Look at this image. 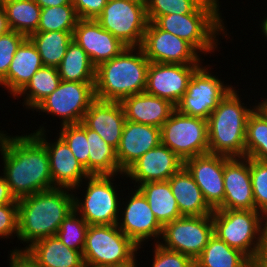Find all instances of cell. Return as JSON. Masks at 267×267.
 Returning <instances> with one entry per match:
<instances>
[{
  "mask_svg": "<svg viewBox=\"0 0 267 267\" xmlns=\"http://www.w3.org/2000/svg\"><path fill=\"white\" fill-rule=\"evenodd\" d=\"M44 124L46 123L41 124L39 129L33 131L32 134L45 146L48 152L53 188L73 190L89 174L75 158L69 146L59 136L53 142L48 139L47 132L49 130L43 126Z\"/></svg>",
  "mask_w": 267,
  "mask_h": 267,
  "instance_id": "16",
  "label": "cell"
},
{
  "mask_svg": "<svg viewBox=\"0 0 267 267\" xmlns=\"http://www.w3.org/2000/svg\"><path fill=\"white\" fill-rule=\"evenodd\" d=\"M161 143L185 161L209 153L208 121L175 109L161 126Z\"/></svg>",
  "mask_w": 267,
  "mask_h": 267,
  "instance_id": "9",
  "label": "cell"
},
{
  "mask_svg": "<svg viewBox=\"0 0 267 267\" xmlns=\"http://www.w3.org/2000/svg\"><path fill=\"white\" fill-rule=\"evenodd\" d=\"M150 61L141 47H126L118 56L96 68L95 98L121 101L145 92Z\"/></svg>",
  "mask_w": 267,
  "mask_h": 267,
  "instance_id": "3",
  "label": "cell"
},
{
  "mask_svg": "<svg viewBox=\"0 0 267 267\" xmlns=\"http://www.w3.org/2000/svg\"><path fill=\"white\" fill-rule=\"evenodd\" d=\"M95 82L61 80L59 86L44 98L34 109L59 118L60 126L78 124L95 98Z\"/></svg>",
  "mask_w": 267,
  "mask_h": 267,
  "instance_id": "10",
  "label": "cell"
},
{
  "mask_svg": "<svg viewBox=\"0 0 267 267\" xmlns=\"http://www.w3.org/2000/svg\"><path fill=\"white\" fill-rule=\"evenodd\" d=\"M224 200L217 209L256 210L250 176V158L232 157L224 163Z\"/></svg>",
  "mask_w": 267,
  "mask_h": 267,
  "instance_id": "20",
  "label": "cell"
},
{
  "mask_svg": "<svg viewBox=\"0 0 267 267\" xmlns=\"http://www.w3.org/2000/svg\"><path fill=\"white\" fill-rule=\"evenodd\" d=\"M137 188L146 197L155 218L162 226L182 216L168 180L143 183Z\"/></svg>",
  "mask_w": 267,
  "mask_h": 267,
  "instance_id": "28",
  "label": "cell"
},
{
  "mask_svg": "<svg viewBox=\"0 0 267 267\" xmlns=\"http://www.w3.org/2000/svg\"><path fill=\"white\" fill-rule=\"evenodd\" d=\"M131 189L132 191L130 194L128 193L129 196L121 198L122 202H120V214L117 226L141 249L143 248V244L145 245L146 242L151 241L150 239H152V241L154 239V242H152L154 244L159 243L163 226L155 218L142 192L138 188H134L133 190L131 187ZM124 199L126 202L123 201Z\"/></svg>",
  "mask_w": 267,
  "mask_h": 267,
  "instance_id": "14",
  "label": "cell"
},
{
  "mask_svg": "<svg viewBox=\"0 0 267 267\" xmlns=\"http://www.w3.org/2000/svg\"><path fill=\"white\" fill-rule=\"evenodd\" d=\"M10 30L11 29H10L9 24H8L5 10L3 8H1L0 9V36L2 34L7 33Z\"/></svg>",
  "mask_w": 267,
  "mask_h": 267,
  "instance_id": "49",
  "label": "cell"
},
{
  "mask_svg": "<svg viewBox=\"0 0 267 267\" xmlns=\"http://www.w3.org/2000/svg\"><path fill=\"white\" fill-rule=\"evenodd\" d=\"M219 3V0H207L194 13L166 14L159 16L154 23L160 29L190 43L201 55L210 53L211 56L220 49L219 36L227 40L230 38Z\"/></svg>",
  "mask_w": 267,
  "mask_h": 267,
  "instance_id": "4",
  "label": "cell"
},
{
  "mask_svg": "<svg viewBox=\"0 0 267 267\" xmlns=\"http://www.w3.org/2000/svg\"><path fill=\"white\" fill-rule=\"evenodd\" d=\"M8 258V267H41L27 249L13 248Z\"/></svg>",
  "mask_w": 267,
  "mask_h": 267,
  "instance_id": "45",
  "label": "cell"
},
{
  "mask_svg": "<svg viewBox=\"0 0 267 267\" xmlns=\"http://www.w3.org/2000/svg\"><path fill=\"white\" fill-rule=\"evenodd\" d=\"M120 176L122 179L125 174L89 175L80 185L72 190L74 193H77L78 191L76 190L86 189V191L82 190V194H84L82 197L84 198L74 194V210L89 225L117 224L120 214L121 193L118 191L120 184L117 186V182H113L116 181L115 178H120ZM82 183L86 187H82L84 185ZM114 184L116 185L114 186Z\"/></svg>",
  "mask_w": 267,
  "mask_h": 267,
  "instance_id": "8",
  "label": "cell"
},
{
  "mask_svg": "<svg viewBox=\"0 0 267 267\" xmlns=\"http://www.w3.org/2000/svg\"><path fill=\"white\" fill-rule=\"evenodd\" d=\"M160 143V128L126 120L116 149L120 171L124 173L143 154Z\"/></svg>",
  "mask_w": 267,
  "mask_h": 267,
  "instance_id": "22",
  "label": "cell"
},
{
  "mask_svg": "<svg viewBox=\"0 0 267 267\" xmlns=\"http://www.w3.org/2000/svg\"><path fill=\"white\" fill-rule=\"evenodd\" d=\"M245 157L267 162V113L259 104L247 118Z\"/></svg>",
  "mask_w": 267,
  "mask_h": 267,
  "instance_id": "35",
  "label": "cell"
},
{
  "mask_svg": "<svg viewBox=\"0 0 267 267\" xmlns=\"http://www.w3.org/2000/svg\"><path fill=\"white\" fill-rule=\"evenodd\" d=\"M263 99L261 102H258V104L265 110V112L267 113V98H262Z\"/></svg>",
  "mask_w": 267,
  "mask_h": 267,
  "instance_id": "51",
  "label": "cell"
},
{
  "mask_svg": "<svg viewBox=\"0 0 267 267\" xmlns=\"http://www.w3.org/2000/svg\"><path fill=\"white\" fill-rule=\"evenodd\" d=\"M41 8L72 5V0H34Z\"/></svg>",
  "mask_w": 267,
  "mask_h": 267,
  "instance_id": "47",
  "label": "cell"
},
{
  "mask_svg": "<svg viewBox=\"0 0 267 267\" xmlns=\"http://www.w3.org/2000/svg\"><path fill=\"white\" fill-rule=\"evenodd\" d=\"M137 251L139 247L117 224L89 225L82 256L90 266L132 267L138 263Z\"/></svg>",
  "mask_w": 267,
  "mask_h": 267,
  "instance_id": "7",
  "label": "cell"
},
{
  "mask_svg": "<svg viewBox=\"0 0 267 267\" xmlns=\"http://www.w3.org/2000/svg\"><path fill=\"white\" fill-rule=\"evenodd\" d=\"M195 267H252L254 263L241 251L231 248L225 241L213 234Z\"/></svg>",
  "mask_w": 267,
  "mask_h": 267,
  "instance_id": "29",
  "label": "cell"
},
{
  "mask_svg": "<svg viewBox=\"0 0 267 267\" xmlns=\"http://www.w3.org/2000/svg\"><path fill=\"white\" fill-rule=\"evenodd\" d=\"M89 224L73 210L63 220L56 236L68 248L83 252Z\"/></svg>",
  "mask_w": 267,
  "mask_h": 267,
  "instance_id": "37",
  "label": "cell"
},
{
  "mask_svg": "<svg viewBox=\"0 0 267 267\" xmlns=\"http://www.w3.org/2000/svg\"><path fill=\"white\" fill-rule=\"evenodd\" d=\"M130 1H134V2L139 3L141 5H144V6H146L148 3V0H130Z\"/></svg>",
  "mask_w": 267,
  "mask_h": 267,
  "instance_id": "52",
  "label": "cell"
},
{
  "mask_svg": "<svg viewBox=\"0 0 267 267\" xmlns=\"http://www.w3.org/2000/svg\"><path fill=\"white\" fill-rule=\"evenodd\" d=\"M59 136L70 148L75 158L88 173L89 147L87 142V126L80 122L78 124H67L60 126Z\"/></svg>",
  "mask_w": 267,
  "mask_h": 267,
  "instance_id": "38",
  "label": "cell"
},
{
  "mask_svg": "<svg viewBox=\"0 0 267 267\" xmlns=\"http://www.w3.org/2000/svg\"><path fill=\"white\" fill-rule=\"evenodd\" d=\"M108 0H72L79 19H96Z\"/></svg>",
  "mask_w": 267,
  "mask_h": 267,
  "instance_id": "44",
  "label": "cell"
},
{
  "mask_svg": "<svg viewBox=\"0 0 267 267\" xmlns=\"http://www.w3.org/2000/svg\"><path fill=\"white\" fill-rule=\"evenodd\" d=\"M40 54L44 66L57 67L68 45L73 40V33L62 31L34 32L28 36Z\"/></svg>",
  "mask_w": 267,
  "mask_h": 267,
  "instance_id": "34",
  "label": "cell"
},
{
  "mask_svg": "<svg viewBox=\"0 0 267 267\" xmlns=\"http://www.w3.org/2000/svg\"><path fill=\"white\" fill-rule=\"evenodd\" d=\"M79 20L73 5H59L41 8L36 32L62 31L73 33Z\"/></svg>",
  "mask_w": 267,
  "mask_h": 267,
  "instance_id": "36",
  "label": "cell"
},
{
  "mask_svg": "<svg viewBox=\"0 0 267 267\" xmlns=\"http://www.w3.org/2000/svg\"><path fill=\"white\" fill-rule=\"evenodd\" d=\"M168 181L182 216H203L213 213L199 186L184 166Z\"/></svg>",
  "mask_w": 267,
  "mask_h": 267,
  "instance_id": "26",
  "label": "cell"
},
{
  "mask_svg": "<svg viewBox=\"0 0 267 267\" xmlns=\"http://www.w3.org/2000/svg\"><path fill=\"white\" fill-rule=\"evenodd\" d=\"M43 65L40 54L27 37L17 49L6 77L0 82L10 96L15 97Z\"/></svg>",
  "mask_w": 267,
  "mask_h": 267,
  "instance_id": "25",
  "label": "cell"
},
{
  "mask_svg": "<svg viewBox=\"0 0 267 267\" xmlns=\"http://www.w3.org/2000/svg\"><path fill=\"white\" fill-rule=\"evenodd\" d=\"M73 40L84 49L96 68L127 47L95 19H79L73 31Z\"/></svg>",
  "mask_w": 267,
  "mask_h": 267,
  "instance_id": "21",
  "label": "cell"
},
{
  "mask_svg": "<svg viewBox=\"0 0 267 267\" xmlns=\"http://www.w3.org/2000/svg\"><path fill=\"white\" fill-rule=\"evenodd\" d=\"M257 265L259 267H267V228L264 234L262 253Z\"/></svg>",
  "mask_w": 267,
  "mask_h": 267,
  "instance_id": "48",
  "label": "cell"
},
{
  "mask_svg": "<svg viewBox=\"0 0 267 267\" xmlns=\"http://www.w3.org/2000/svg\"><path fill=\"white\" fill-rule=\"evenodd\" d=\"M3 9L11 30L27 37L37 31L41 7L34 0H4Z\"/></svg>",
  "mask_w": 267,
  "mask_h": 267,
  "instance_id": "33",
  "label": "cell"
},
{
  "mask_svg": "<svg viewBox=\"0 0 267 267\" xmlns=\"http://www.w3.org/2000/svg\"><path fill=\"white\" fill-rule=\"evenodd\" d=\"M17 203V240L26 244L22 249H27L37 240L56 236L63 220L74 210V193L55 187L25 196Z\"/></svg>",
  "mask_w": 267,
  "mask_h": 267,
  "instance_id": "2",
  "label": "cell"
},
{
  "mask_svg": "<svg viewBox=\"0 0 267 267\" xmlns=\"http://www.w3.org/2000/svg\"><path fill=\"white\" fill-rule=\"evenodd\" d=\"M263 18L264 19L262 21H260L262 23H260L258 25H260L259 29H261L262 35H264V38H266L265 39V41H266L267 40V15L265 14V16Z\"/></svg>",
  "mask_w": 267,
  "mask_h": 267,
  "instance_id": "50",
  "label": "cell"
},
{
  "mask_svg": "<svg viewBox=\"0 0 267 267\" xmlns=\"http://www.w3.org/2000/svg\"><path fill=\"white\" fill-rule=\"evenodd\" d=\"M207 0H148L146 12L149 22L166 14H189L196 12Z\"/></svg>",
  "mask_w": 267,
  "mask_h": 267,
  "instance_id": "39",
  "label": "cell"
},
{
  "mask_svg": "<svg viewBox=\"0 0 267 267\" xmlns=\"http://www.w3.org/2000/svg\"><path fill=\"white\" fill-rule=\"evenodd\" d=\"M210 66L201 64L192 74L186 93L176 105L180 113L208 120L219 102L234 87L212 74Z\"/></svg>",
  "mask_w": 267,
  "mask_h": 267,
  "instance_id": "11",
  "label": "cell"
},
{
  "mask_svg": "<svg viewBox=\"0 0 267 267\" xmlns=\"http://www.w3.org/2000/svg\"><path fill=\"white\" fill-rule=\"evenodd\" d=\"M95 20L127 47H141L149 23L146 6L130 0H108Z\"/></svg>",
  "mask_w": 267,
  "mask_h": 267,
  "instance_id": "12",
  "label": "cell"
},
{
  "mask_svg": "<svg viewBox=\"0 0 267 267\" xmlns=\"http://www.w3.org/2000/svg\"><path fill=\"white\" fill-rule=\"evenodd\" d=\"M183 166L184 161L160 143L143 154L124 172V180L130 178L136 188L147 182L167 181Z\"/></svg>",
  "mask_w": 267,
  "mask_h": 267,
  "instance_id": "18",
  "label": "cell"
},
{
  "mask_svg": "<svg viewBox=\"0 0 267 267\" xmlns=\"http://www.w3.org/2000/svg\"><path fill=\"white\" fill-rule=\"evenodd\" d=\"M82 267H95V266H90V265L84 264Z\"/></svg>",
  "mask_w": 267,
  "mask_h": 267,
  "instance_id": "54",
  "label": "cell"
},
{
  "mask_svg": "<svg viewBox=\"0 0 267 267\" xmlns=\"http://www.w3.org/2000/svg\"><path fill=\"white\" fill-rule=\"evenodd\" d=\"M5 204H18L15 197L10 193L9 186L2 174H0V206Z\"/></svg>",
  "mask_w": 267,
  "mask_h": 267,
  "instance_id": "46",
  "label": "cell"
},
{
  "mask_svg": "<svg viewBox=\"0 0 267 267\" xmlns=\"http://www.w3.org/2000/svg\"><path fill=\"white\" fill-rule=\"evenodd\" d=\"M60 82L57 67L42 66L14 98L18 100L24 97L23 107L25 105L27 110L33 111L44 98L57 89Z\"/></svg>",
  "mask_w": 267,
  "mask_h": 267,
  "instance_id": "32",
  "label": "cell"
},
{
  "mask_svg": "<svg viewBox=\"0 0 267 267\" xmlns=\"http://www.w3.org/2000/svg\"><path fill=\"white\" fill-rule=\"evenodd\" d=\"M57 70L63 81L95 82L96 79V67L84 49L74 40L68 45Z\"/></svg>",
  "mask_w": 267,
  "mask_h": 267,
  "instance_id": "30",
  "label": "cell"
},
{
  "mask_svg": "<svg viewBox=\"0 0 267 267\" xmlns=\"http://www.w3.org/2000/svg\"><path fill=\"white\" fill-rule=\"evenodd\" d=\"M41 267H82V252L68 248L57 236L35 241L27 248Z\"/></svg>",
  "mask_w": 267,
  "mask_h": 267,
  "instance_id": "27",
  "label": "cell"
},
{
  "mask_svg": "<svg viewBox=\"0 0 267 267\" xmlns=\"http://www.w3.org/2000/svg\"><path fill=\"white\" fill-rule=\"evenodd\" d=\"M26 35L10 30L0 36V82L6 77L9 66Z\"/></svg>",
  "mask_w": 267,
  "mask_h": 267,
  "instance_id": "41",
  "label": "cell"
},
{
  "mask_svg": "<svg viewBox=\"0 0 267 267\" xmlns=\"http://www.w3.org/2000/svg\"><path fill=\"white\" fill-rule=\"evenodd\" d=\"M0 130V154L3 173L16 200L53 188L49 155L32 134L12 136Z\"/></svg>",
  "mask_w": 267,
  "mask_h": 267,
  "instance_id": "1",
  "label": "cell"
},
{
  "mask_svg": "<svg viewBox=\"0 0 267 267\" xmlns=\"http://www.w3.org/2000/svg\"><path fill=\"white\" fill-rule=\"evenodd\" d=\"M152 267H195L194 261L180 252L169 250L153 243Z\"/></svg>",
  "mask_w": 267,
  "mask_h": 267,
  "instance_id": "42",
  "label": "cell"
},
{
  "mask_svg": "<svg viewBox=\"0 0 267 267\" xmlns=\"http://www.w3.org/2000/svg\"><path fill=\"white\" fill-rule=\"evenodd\" d=\"M3 1L4 0H0V9L3 8Z\"/></svg>",
  "mask_w": 267,
  "mask_h": 267,
  "instance_id": "53",
  "label": "cell"
},
{
  "mask_svg": "<svg viewBox=\"0 0 267 267\" xmlns=\"http://www.w3.org/2000/svg\"><path fill=\"white\" fill-rule=\"evenodd\" d=\"M150 62L202 64L203 57L190 43L149 22L141 45Z\"/></svg>",
  "mask_w": 267,
  "mask_h": 267,
  "instance_id": "15",
  "label": "cell"
},
{
  "mask_svg": "<svg viewBox=\"0 0 267 267\" xmlns=\"http://www.w3.org/2000/svg\"><path fill=\"white\" fill-rule=\"evenodd\" d=\"M82 122L89 129L96 131L108 145L117 149L126 122L119 101L95 99L86 111Z\"/></svg>",
  "mask_w": 267,
  "mask_h": 267,
  "instance_id": "23",
  "label": "cell"
},
{
  "mask_svg": "<svg viewBox=\"0 0 267 267\" xmlns=\"http://www.w3.org/2000/svg\"><path fill=\"white\" fill-rule=\"evenodd\" d=\"M18 238V204L0 206V239Z\"/></svg>",
  "mask_w": 267,
  "mask_h": 267,
  "instance_id": "43",
  "label": "cell"
},
{
  "mask_svg": "<svg viewBox=\"0 0 267 267\" xmlns=\"http://www.w3.org/2000/svg\"><path fill=\"white\" fill-rule=\"evenodd\" d=\"M87 142L89 147V175L122 174L116 157V150L108 145L101 136L87 127Z\"/></svg>",
  "mask_w": 267,
  "mask_h": 267,
  "instance_id": "31",
  "label": "cell"
},
{
  "mask_svg": "<svg viewBox=\"0 0 267 267\" xmlns=\"http://www.w3.org/2000/svg\"><path fill=\"white\" fill-rule=\"evenodd\" d=\"M139 264H140V263H138V264H135V265H134V266H132V267H138V266H139Z\"/></svg>",
  "mask_w": 267,
  "mask_h": 267,
  "instance_id": "55",
  "label": "cell"
},
{
  "mask_svg": "<svg viewBox=\"0 0 267 267\" xmlns=\"http://www.w3.org/2000/svg\"><path fill=\"white\" fill-rule=\"evenodd\" d=\"M229 157L217 154H204L184 161V167L192 175L202 191L207 204L214 210L224 200V163Z\"/></svg>",
  "mask_w": 267,
  "mask_h": 267,
  "instance_id": "19",
  "label": "cell"
},
{
  "mask_svg": "<svg viewBox=\"0 0 267 267\" xmlns=\"http://www.w3.org/2000/svg\"><path fill=\"white\" fill-rule=\"evenodd\" d=\"M200 65L150 62L145 92L176 106L186 93L192 74Z\"/></svg>",
  "mask_w": 267,
  "mask_h": 267,
  "instance_id": "17",
  "label": "cell"
},
{
  "mask_svg": "<svg viewBox=\"0 0 267 267\" xmlns=\"http://www.w3.org/2000/svg\"><path fill=\"white\" fill-rule=\"evenodd\" d=\"M120 103L127 121L158 128H161L176 109L170 101L146 92L125 97Z\"/></svg>",
  "mask_w": 267,
  "mask_h": 267,
  "instance_id": "24",
  "label": "cell"
},
{
  "mask_svg": "<svg viewBox=\"0 0 267 267\" xmlns=\"http://www.w3.org/2000/svg\"><path fill=\"white\" fill-rule=\"evenodd\" d=\"M214 234L254 264L260 259L267 217L258 210L214 209Z\"/></svg>",
  "mask_w": 267,
  "mask_h": 267,
  "instance_id": "6",
  "label": "cell"
},
{
  "mask_svg": "<svg viewBox=\"0 0 267 267\" xmlns=\"http://www.w3.org/2000/svg\"><path fill=\"white\" fill-rule=\"evenodd\" d=\"M250 176L256 210L267 217V162L250 158Z\"/></svg>",
  "mask_w": 267,
  "mask_h": 267,
  "instance_id": "40",
  "label": "cell"
},
{
  "mask_svg": "<svg viewBox=\"0 0 267 267\" xmlns=\"http://www.w3.org/2000/svg\"><path fill=\"white\" fill-rule=\"evenodd\" d=\"M213 234L212 214L181 216L163 226L159 244L166 249L187 255L195 261Z\"/></svg>",
  "mask_w": 267,
  "mask_h": 267,
  "instance_id": "13",
  "label": "cell"
},
{
  "mask_svg": "<svg viewBox=\"0 0 267 267\" xmlns=\"http://www.w3.org/2000/svg\"><path fill=\"white\" fill-rule=\"evenodd\" d=\"M233 87L219 102L208 118V147L210 154L245 157L246 123L258 105L242 103V94ZM241 98V99H240Z\"/></svg>",
  "mask_w": 267,
  "mask_h": 267,
  "instance_id": "5",
  "label": "cell"
}]
</instances>
